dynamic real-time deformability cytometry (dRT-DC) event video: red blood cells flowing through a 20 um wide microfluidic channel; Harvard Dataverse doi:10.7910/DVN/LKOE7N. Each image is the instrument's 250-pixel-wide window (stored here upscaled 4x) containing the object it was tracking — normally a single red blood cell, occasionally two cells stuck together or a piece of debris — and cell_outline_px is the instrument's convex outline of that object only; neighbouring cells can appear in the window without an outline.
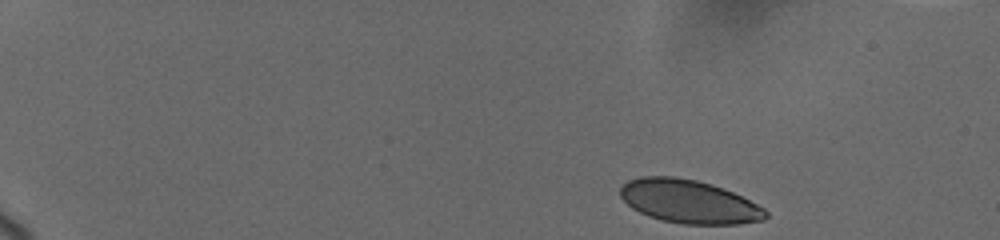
{"species": "human", "species_latin": "Homo sapiens", "temperature_condition": "cold", "stored_images_in_passage": 12, "camera_frame_rate_fps": 3000, "um_per_image_px": 0.085, "donor": {"sex": "female"}, "frame": {"image": 1, "passage_image": 1, "time_ms": 0.0, "image_size_px": [1000, 240], "cell_outline_px": [[768, 216], [764, 220], [740, 224], [684, 224], [660, 220], [648, 216], [632, 208], [620, 196], [620, 188], [628, 180], [640, 176], [672, 176], [696, 180], [712, 184], [724, 188], [764, 208], [768, 212]], "centroid_in_image_um": [58.56, 17.13], "position_along_channel_um": 26.4, "area_um2": 36.76}}
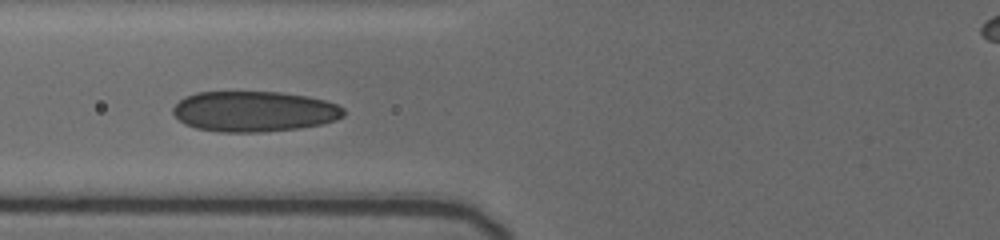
{"frame": {"image": 2, "passage_image": 9, "time_ms": 5.667, "image_size_px": [1000, 240], "cell_outline_px": [[344, 116], [336, 120], [320, 124], [300, 128], [264, 132], [220, 132], [196, 128], [184, 124], [172, 112], [172, 108], [184, 96], [196, 92], [280, 92], [308, 96], [324, 100], [336, 104], [344, 108]], "centroid_in_image_um": [21.59, 9.47], "position_along_channel_um": 104.2, "area_um2": 40.46}}
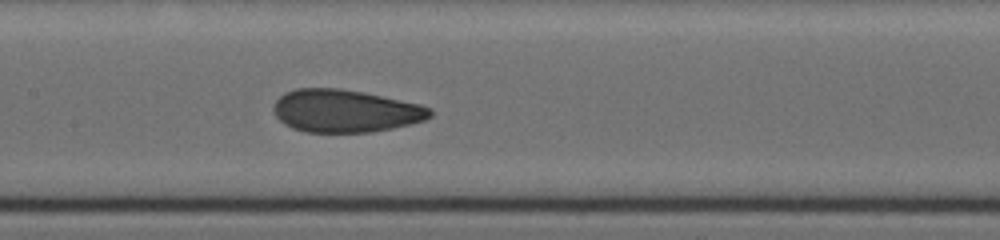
{"frame": {"image": 3, "passage_image": 12, "time_ms": 7.667, "image_size_px": [1000, 240], "cell_outline_px": [[432, 116], [424, 120], [392, 128], [372, 132], [304, 132], [292, 128], [284, 124], [276, 116], [272, 108], [276, 100], [284, 92], [296, 88], [340, 88], [420, 104], [432, 108]], "centroid_in_image_um": [29.31, 9.43], "position_along_channel_um": 178.1, "area_um2": 38.84}}